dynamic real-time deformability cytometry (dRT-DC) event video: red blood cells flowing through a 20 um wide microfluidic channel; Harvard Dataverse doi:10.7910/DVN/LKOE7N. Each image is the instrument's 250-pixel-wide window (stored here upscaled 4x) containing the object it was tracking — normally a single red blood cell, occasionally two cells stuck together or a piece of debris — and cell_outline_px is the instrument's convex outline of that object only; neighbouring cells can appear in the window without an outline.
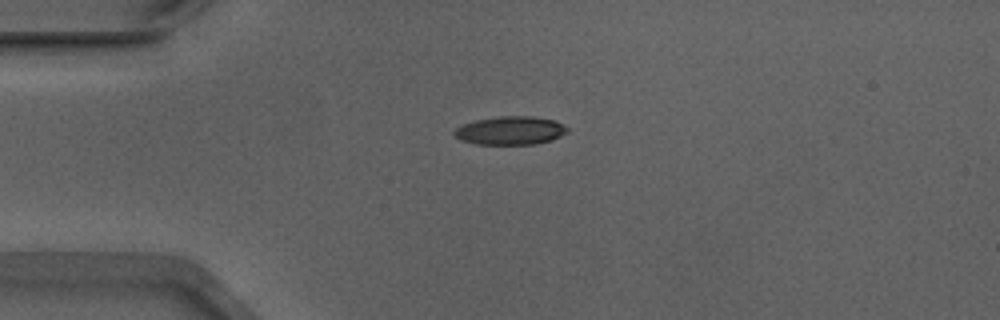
{"species": "Egyptian fruit bat (a non-hibernating species)", "species_latin": "Rousettus aegyptiacus", "temperature_condition": "warm", "stored_images_in_passage": 41, "camera_frame_rate_fps": 3000, "um_per_image_px": 0.085, "animal": {"sex": "male"}, "frame": {"image": 1, "passage_image": 1, "time_ms": 0.0, "image_size_px": [1000, 320], "cell_outline_px": [[568, 132], [552, 140], [536, 144], [476, 144], [460, 140], [452, 132], [456, 128], [464, 124], [476, 120], [500, 116], [532, 116], [556, 120], [568, 128]], "centroid_in_image_um": [43.4, 11.09], "position_along_channel_um": 41.6, "area_um2": 18.73}}
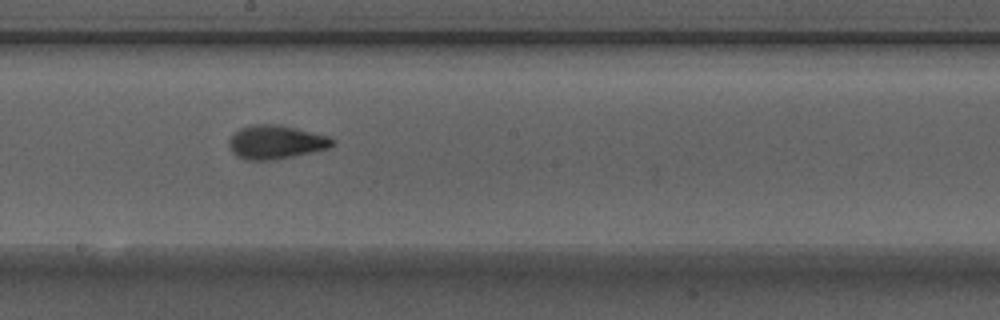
{"frame": {"image": 2, "passage_image": 17, "time_ms": 5.333, "image_size_px": [1000, 320], "cell_outline_px": [[336, 140], [328, 148], [292, 156], [272, 160], [248, 160], [236, 156], [232, 152], [228, 144], [232, 136], [240, 128], [252, 124], [280, 124], [328, 136]], "centroid_in_image_um": [23.42, 12.07], "position_along_channel_um": 224.8, "area_um2": 20.11}}
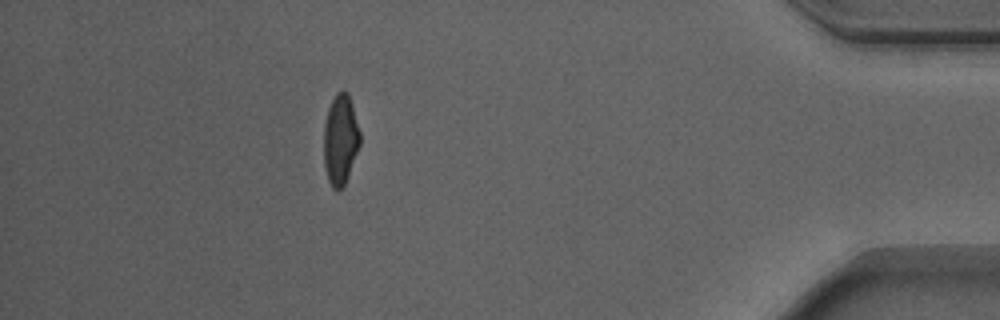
{"frame": {"image": 3, "passage_image": 35, "time_ms": 11.333, "image_size_px": [1000, 320], "cell_outline_px": [[360, 144], [348, 176], [344, 184], [336, 192], [332, 188], [328, 180], [324, 164], [324, 124], [328, 108], [336, 92], [344, 88], [348, 92], [352, 104], [360, 132]], "centroid_in_image_um": [28.93, 11.83], "position_along_channel_um": 406.3, "area_um2": 19.13}, "authors_computed_cell_mechanics": {"area_um2": 19.1896, "velocity_mm_per_s": 3.8994, "shape_relaxation_time_tau1_ms": 4.8754, "shape_relaxation_time_tau2_ms": 1.3103, "deformation_change_tau1": 0.1839, "deformation_change_tau2": 0.0744}}